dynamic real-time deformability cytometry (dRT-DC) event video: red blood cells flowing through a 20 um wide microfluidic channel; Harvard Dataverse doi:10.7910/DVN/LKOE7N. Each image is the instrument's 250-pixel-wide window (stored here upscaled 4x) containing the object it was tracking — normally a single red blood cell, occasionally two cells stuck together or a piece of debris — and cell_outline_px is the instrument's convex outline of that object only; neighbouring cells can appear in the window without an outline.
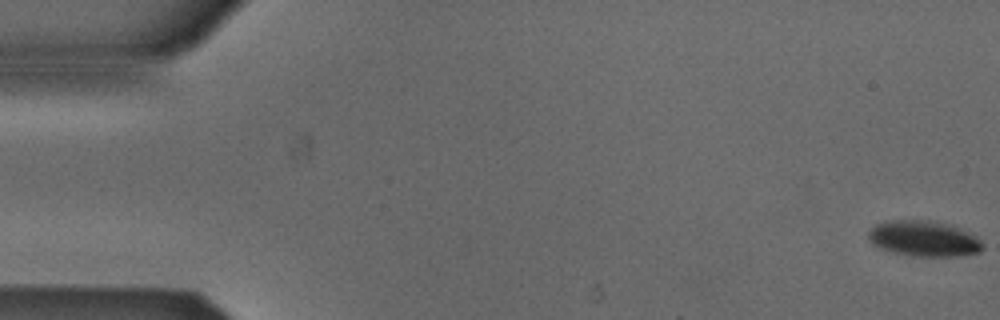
{"species": "Egyptian fruit bat (a non-hibernating species)", "species_latin": "Rousettus aegyptiacus", "temperature_condition": "cold", "stored_images_in_passage": 54, "camera_frame_rate_fps": 3000, "um_per_image_px": 0.085, "animal": {"sex": "male"}, "frame": {"image": 1, "passage_image": 1, "time_ms": 0.0, "image_size_px": [1000, 320], "cell_outline_px": [[984, 248], [980, 252], [960, 256], [912, 256], [892, 252], [872, 244], [868, 240], [868, 232], [876, 224], [888, 220], [924, 220], [948, 224], [960, 228], [976, 236], [984, 244]], "centroid_in_image_um": [78.54, 20.29], "position_along_channel_um": 6.5, "area_um2": 23.81}}
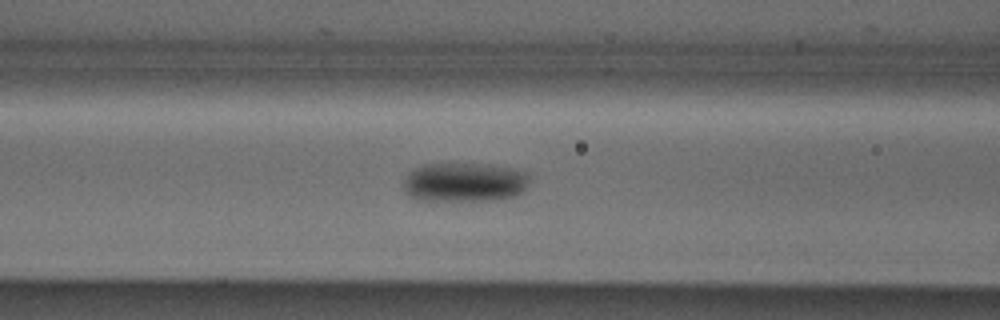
{"frame": {"image": 2, "passage_image": 22, "time_ms": 7.0, "image_size_px": [1000, 320], "cell_outline_px": [[528, 184], [524, 192], [516, 196], [496, 200], [420, 200], [404, 192], [400, 184], [408, 172], [424, 164], [484, 164], [508, 168], [524, 172], [528, 176]], "centroid_in_image_um": [39.43, 15.5], "position_along_channel_um": 127.2, "area_um2": 28.9}}
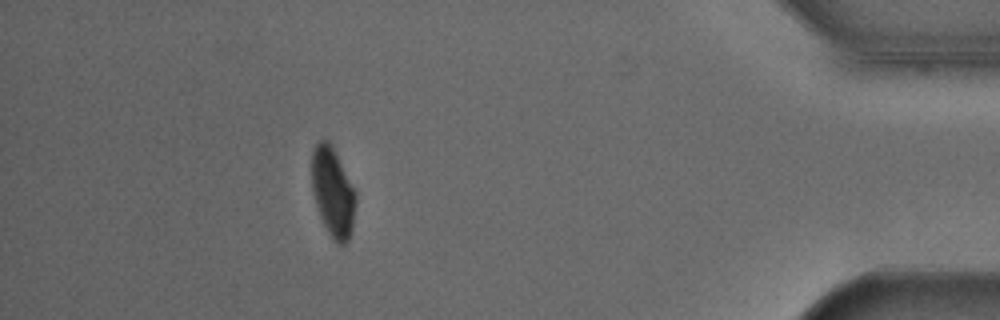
{"frame": {"image": 3, "passage_image": 48, "time_ms": 15.667, "image_size_px": [1000, 320], "cell_outline_px": [[356, 204], [352, 232], [348, 240], [344, 244], [336, 244], [332, 240], [320, 216], [316, 204], [312, 188], [312, 148], [320, 140], [328, 140], [332, 144], [356, 192]], "centroid_in_image_um": [28.3, 16.34], "position_along_channel_um": 406.9, "area_um2": 23.06}, "authors_computed_cell_mechanics": {"area_um2": 25.5476, "velocity_mm_per_s": 3.8642, "shape_relaxation_time_tau1_ms": 2.0459, "shape_relaxation_time_tau2_ms": null, "deformation_change_tau1": 0.0975, "deformation_change_tau2": null}}